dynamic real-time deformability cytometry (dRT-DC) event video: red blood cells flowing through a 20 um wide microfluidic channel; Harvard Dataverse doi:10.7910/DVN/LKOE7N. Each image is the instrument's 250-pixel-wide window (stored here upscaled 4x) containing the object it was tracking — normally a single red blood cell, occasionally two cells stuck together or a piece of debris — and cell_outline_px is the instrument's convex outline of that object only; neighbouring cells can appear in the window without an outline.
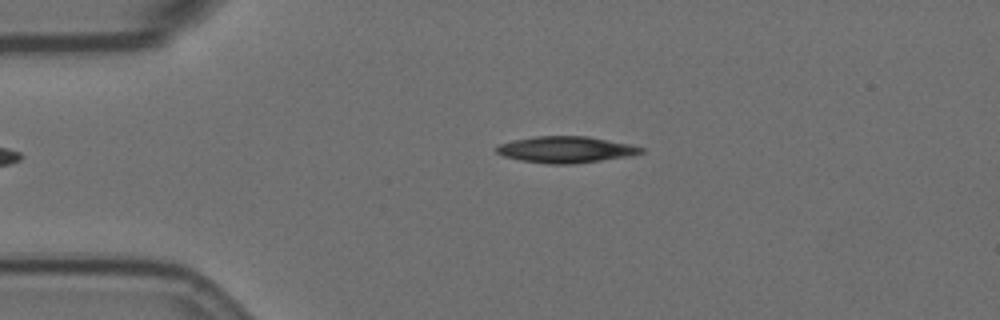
{"species": "Egyptian fruit bat (a non-hibernating species)", "species_latin": "Rousettus aegyptiacus", "temperature_condition": "room temperature", "stored_images_in_passage": 45, "camera_frame_rate_fps": 3000, "um_per_image_px": 0.085, "animal": {"sex": "female"}, "frame": {"image": 1, "passage_image": 1, "time_ms": 0.0, "image_size_px": [1000, 320], "cell_outline_px": [[644, 152], [632, 156], [572, 164], [548, 164], [520, 160], [504, 156], [496, 152], [496, 144], [512, 140], [536, 136], [588, 136], [632, 144], [644, 148]], "centroid_in_image_um": [48.11, 12.71], "position_along_channel_um": 36.9, "area_um2": 22.48}}
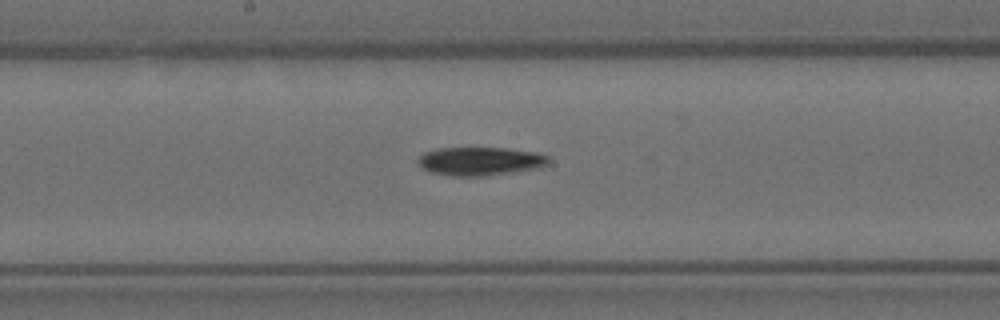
{"frame": {"image": 2, "passage_image": 18, "time_ms": 5.667, "image_size_px": [1000, 320], "cell_outline_px": [[552, 164], [540, 168], [484, 176], [452, 176], [432, 172], [424, 168], [416, 160], [424, 152], [436, 148], [504, 148], [536, 152], [548, 156], [552, 160]], "centroid_in_image_um": [40.88, 13.7], "position_along_channel_um": 207.3, "area_um2": 21.79}}
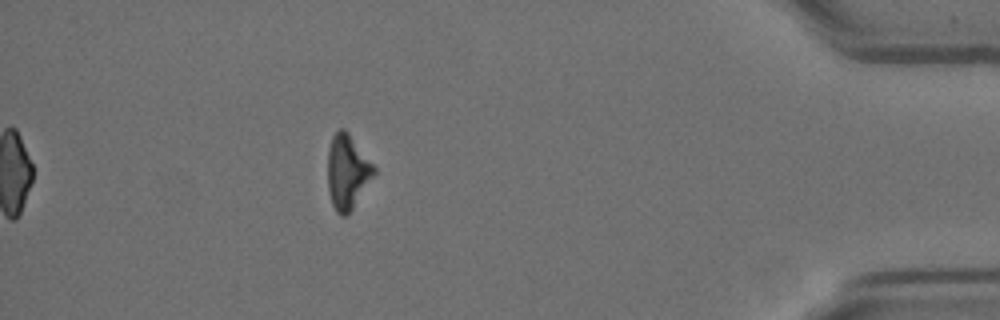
{"frame": {"image": 3, "passage_image": 39, "time_ms": 12.667, "image_size_px": [1000, 320], "cell_outline_px": [[376, 172], [348, 216], [340, 216], [336, 212], [332, 204], [328, 188], [328, 148], [332, 136], [340, 128], [344, 128], [348, 132], [376, 168]], "centroid_in_image_um": [29.52, 14.63], "position_along_channel_um": 405.7, "area_um2": 20.06}, "authors_computed_cell_mechanics": {"area_um2": 21.7328, "velocity_mm_per_s": 3.5703, "shape_relaxation_time_tau1_ms": 4.7376, "shape_relaxation_time_tau2_ms": null, "deformation_change_tau1": 0.14, "deformation_change_tau2": null}}